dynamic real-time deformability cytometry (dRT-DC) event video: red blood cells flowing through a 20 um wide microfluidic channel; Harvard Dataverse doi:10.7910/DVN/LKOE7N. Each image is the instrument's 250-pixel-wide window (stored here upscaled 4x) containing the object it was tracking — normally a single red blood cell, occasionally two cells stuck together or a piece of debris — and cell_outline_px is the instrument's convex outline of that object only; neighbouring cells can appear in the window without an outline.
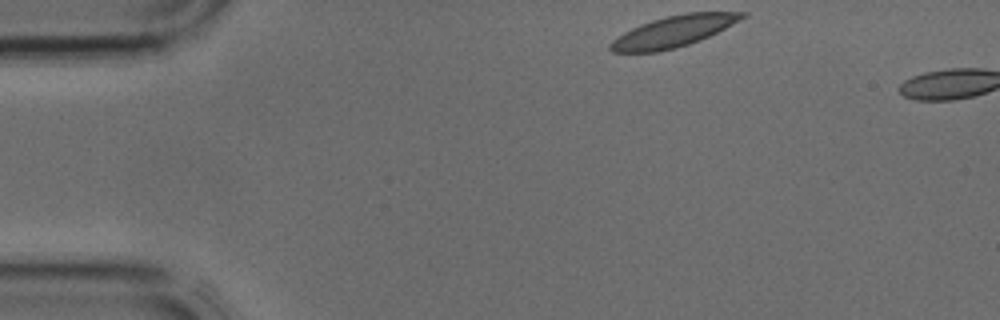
{"species": "common noctule bat (a hibernating species)", "species_latin": "Nyctalus noctula", "temperature_condition": "cold", "stored_images_in_passage": 2, "camera_frame_rate_fps": 3000, "um_per_image_px": 0.085, "animal": {"sex": "male", "body_mass_g": 17.9, "forearm_length_mm": 54.2}, "frame": {"image": 1, "passage_image": 1, "time_ms": 0.0, "image_size_px": [1000, 320], "cell_outline_px": [[748, 16], [700, 40], [676, 48], [656, 52], [612, 52], [608, 48], [608, 44], [612, 40], [624, 32], [640, 24], [652, 20], [668, 16], [688, 12], [748, 12]], "centroid_in_image_um": [57.22, 2.67], "position_along_channel_um": 27.8, "area_um2": 23.76}}